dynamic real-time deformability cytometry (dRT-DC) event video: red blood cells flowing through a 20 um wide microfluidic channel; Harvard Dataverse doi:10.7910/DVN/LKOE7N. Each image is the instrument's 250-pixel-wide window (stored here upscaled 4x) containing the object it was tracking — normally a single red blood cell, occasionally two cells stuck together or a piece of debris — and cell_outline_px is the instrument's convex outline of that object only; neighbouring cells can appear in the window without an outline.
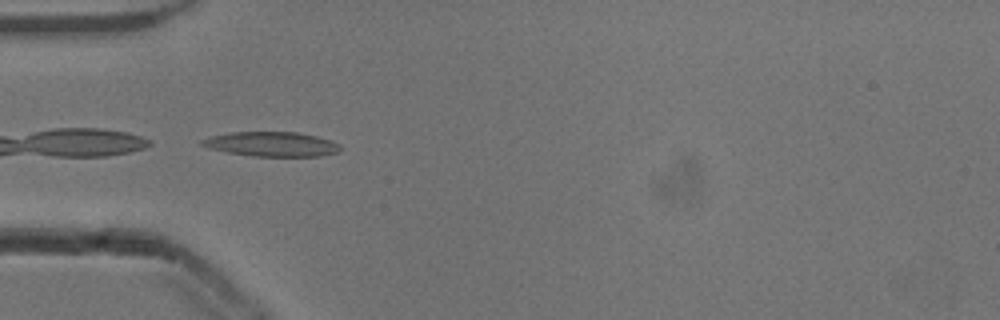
{"species": "common noctule bat (a hibernating species)", "species_latin": "Nyctalus noctula", "temperature_condition": "cold", "stored_images_in_passage": 36, "camera_frame_rate_fps": 3000, "um_per_image_px": 0.085, "animal": {"sex": "male", "body_mass_g": 13.3}, "frame": {"image": 1, "passage_image": 1, "time_ms": 0.0, "image_size_px": [1000, 320], "cell_outline_px": [[340, 148], [336, 152], [320, 156], [252, 156], [228, 152], [208, 148], [200, 144], [200, 140], [212, 136], [232, 132], [296, 132], [316, 136], [340, 144]], "centroid_in_image_um": [23.05, 12.25], "position_along_channel_um": 61.9, "area_um2": 19.59}}
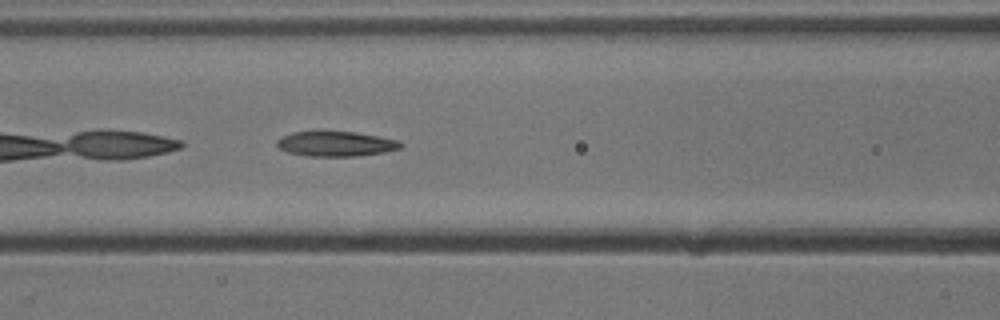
{"frame": {"image": 2, "passage_image": 7, "time_ms": 2.0, "image_size_px": [1000, 320], "cell_outline_px": [[404, 144], [400, 148], [384, 152], [352, 156], [308, 156], [288, 152], [280, 148], [276, 144], [276, 140], [280, 136], [292, 132], [324, 128], [352, 132], [400, 140]], "centroid_in_image_um": [28.48, 12.17], "position_along_channel_um": 138.1, "area_um2": 18.67}}
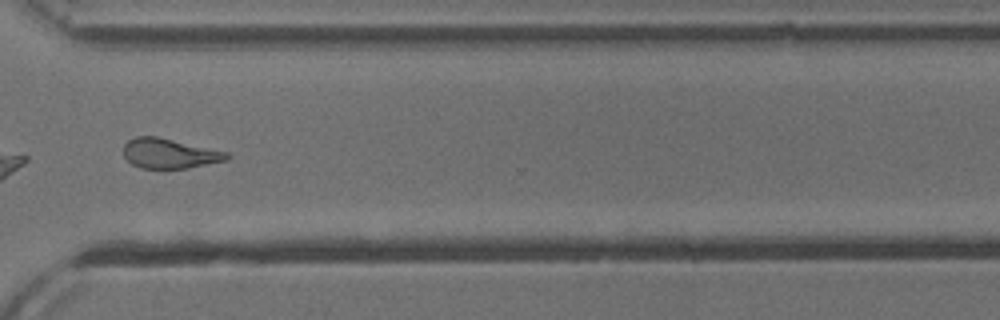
{"frame": {"image": 3, "passage_image": 24, "time_ms": 7.667, "image_size_px": [1000, 320], "cell_outline_px": [[228, 160], [188, 168], [140, 168], [132, 164], [124, 156], [124, 144], [128, 140], [136, 136], [156, 136], [228, 152]], "centroid_in_image_um": [14.39, 13.04], "position_along_channel_um": 356.2, "area_um2": 17.86}, "authors_computed_cell_mechanics": {"area_um2": 18.2359, "velocity_mm_per_s": 3.8598, "shape_relaxation_time_tau1_ms": null, "shape_relaxation_time_tau2_ms": 5.1263, "deformation_change_tau1": null, "deformation_change_tau2": 0.1654}}